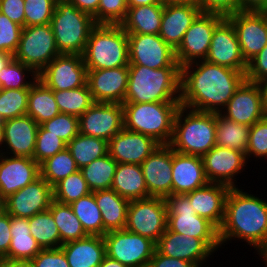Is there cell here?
I'll use <instances>...</instances> for the list:
<instances>
[{"instance_id":"obj_1","label":"cell","mask_w":267,"mask_h":267,"mask_svg":"<svg viewBox=\"0 0 267 267\" xmlns=\"http://www.w3.org/2000/svg\"><path fill=\"white\" fill-rule=\"evenodd\" d=\"M245 80L244 72L206 60L184 65L181 67L180 106L220 113Z\"/></svg>"},{"instance_id":"obj_2","label":"cell","mask_w":267,"mask_h":267,"mask_svg":"<svg viewBox=\"0 0 267 267\" xmlns=\"http://www.w3.org/2000/svg\"><path fill=\"white\" fill-rule=\"evenodd\" d=\"M242 190L236 187L228 192L224 220L218 229L219 242L222 247L237 238L256 250L267 236V200Z\"/></svg>"},{"instance_id":"obj_3","label":"cell","mask_w":267,"mask_h":267,"mask_svg":"<svg viewBox=\"0 0 267 267\" xmlns=\"http://www.w3.org/2000/svg\"><path fill=\"white\" fill-rule=\"evenodd\" d=\"M181 67L129 66L124 103L180 102Z\"/></svg>"},{"instance_id":"obj_4","label":"cell","mask_w":267,"mask_h":267,"mask_svg":"<svg viewBox=\"0 0 267 267\" xmlns=\"http://www.w3.org/2000/svg\"><path fill=\"white\" fill-rule=\"evenodd\" d=\"M216 145V113L180 106L173 122L169 146L176 152L202 157Z\"/></svg>"},{"instance_id":"obj_5","label":"cell","mask_w":267,"mask_h":267,"mask_svg":"<svg viewBox=\"0 0 267 267\" xmlns=\"http://www.w3.org/2000/svg\"><path fill=\"white\" fill-rule=\"evenodd\" d=\"M87 70L129 66L128 35L121 25L97 24L82 54Z\"/></svg>"},{"instance_id":"obj_6","label":"cell","mask_w":267,"mask_h":267,"mask_svg":"<svg viewBox=\"0 0 267 267\" xmlns=\"http://www.w3.org/2000/svg\"><path fill=\"white\" fill-rule=\"evenodd\" d=\"M124 128L169 145L180 102L123 103Z\"/></svg>"},{"instance_id":"obj_7","label":"cell","mask_w":267,"mask_h":267,"mask_svg":"<svg viewBox=\"0 0 267 267\" xmlns=\"http://www.w3.org/2000/svg\"><path fill=\"white\" fill-rule=\"evenodd\" d=\"M50 25L60 54L82 55L90 32L97 24L91 15L67 0H57Z\"/></svg>"},{"instance_id":"obj_8","label":"cell","mask_w":267,"mask_h":267,"mask_svg":"<svg viewBox=\"0 0 267 267\" xmlns=\"http://www.w3.org/2000/svg\"><path fill=\"white\" fill-rule=\"evenodd\" d=\"M59 55L51 25L45 24L23 27L13 58L39 74Z\"/></svg>"},{"instance_id":"obj_9","label":"cell","mask_w":267,"mask_h":267,"mask_svg":"<svg viewBox=\"0 0 267 267\" xmlns=\"http://www.w3.org/2000/svg\"><path fill=\"white\" fill-rule=\"evenodd\" d=\"M125 229L157 243L167 229V208L164 198L131 200L127 209Z\"/></svg>"},{"instance_id":"obj_10","label":"cell","mask_w":267,"mask_h":267,"mask_svg":"<svg viewBox=\"0 0 267 267\" xmlns=\"http://www.w3.org/2000/svg\"><path fill=\"white\" fill-rule=\"evenodd\" d=\"M103 239L106 255L128 267H148L156 250L154 241L126 229L107 232Z\"/></svg>"},{"instance_id":"obj_11","label":"cell","mask_w":267,"mask_h":267,"mask_svg":"<svg viewBox=\"0 0 267 267\" xmlns=\"http://www.w3.org/2000/svg\"><path fill=\"white\" fill-rule=\"evenodd\" d=\"M164 201L167 228L170 231L200 239H219L218 229L206 218L197 215L186 194H172L164 198Z\"/></svg>"},{"instance_id":"obj_12","label":"cell","mask_w":267,"mask_h":267,"mask_svg":"<svg viewBox=\"0 0 267 267\" xmlns=\"http://www.w3.org/2000/svg\"><path fill=\"white\" fill-rule=\"evenodd\" d=\"M224 18L219 14L204 12L197 16L175 50V58L180 67L207 58L213 31Z\"/></svg>"},{"instance_id":"obj_13","label":"cell","mask_w":267,"mask_h":267,"mask_svg":"<svg viewBox=\"0 0 267 267\" xmlns=\"http://www.w3.org/2000/svg\"><path fill=\"white\" fill-rule=\"evenodd\" d=\"M219 247V239H200L170 231L168 228L156 243V250L160 254L189 261L199 267H203Z\"/></svg>"},{"instance_id":"obj_14","label":"cell","mask_w":267,"mask_h":267,"mask_svg":"<svg viewBox=\"0 0 267 267\" xmlns=\"http://www.w3.org/2000/svg\"><path fill=\"white\" fill-rule=\"evenodd\" d=\"M129 66H145L150 69L180 67L175 51L155 34H127Z\"/></svg>"},{"instance_id":"obj_15","label":"cell","mask_w":267,"mask_h":267,"mask_svg":"<svg viewBox=\"0 0 267 267\" xmlns=\"http://www.w3.org/2000/svg\"><path fill=\"white\" fill-rule=\"evenodd\" d=\"M233 25L248 63L267 45V12L238 11L226 17Z\"/></svg>"},{"instance_id":"obj_16","label":"cell","mask_w":267,"mask_h":267,"mask_svg":"<svg viewBox=\"0 0 267 267\" xmlns=\"http://www.w3.org/2000/svg\"><path fill=\"white\" fill-rule=\"evenodd\" d=\"M79 133L108 141L124 128L121 103L95 102L78 118Z\"/></svg>"},{"instance_id":"obj_17","label":"cell","mask_w":267,"mask_h":267,"mask_svg":"<svg viewBox=\"0 0 267 267\" xmlns=\"http://www.w3.org/2000/svg\"><path fill=\"white\" fill-rule=\"evenodd\" d=\"M87 71L82 55L61 54L38 74V79L53 91L70 90L87 84Z\"/></svg>"},{"instance_id":"obj_18","label":"cell","mask_w":267,"mask_h":267,"mask_svg":"<svg viewBox=\"0 0 267 267\" xmlns=\"http://www.w3.org/2000/svg\"><path fill=\"white\" fill-rule=\"evenodd\" d=\"M53 200L52 186L40 176L4 199V209L10 216L29 219L47 211Z\"/></svg>"},{"instance_id":"obj_19","label":"cell","mask_w":267,"mask_h":267,"mask_svg":"<svg viewBox=\"0 0 267 267\" xmlns=\"http://www.w3.org/2000/svg\"><path fill=\"white\" fill-rule=\"evenodd\" d=\"M202 160L208 181L223 184L230 188L238 186L234 177L245 170L243 167H246L248 162L244 153L217 145L204 154Z\"/></svg>"},{"instance_id":"obj_20","label":"cell","mask_w":267,"mask_h":267,"mask_svg":"<svg viewBox=\"0 0 267 267\" xmlns=\"http://www.w3.org/2000/svg\"><path fill=\"white\" fill-rule=\"evenodd\" d=\"M205 60L246 74L248 63L242 55L236 31L226 17L213 31L209 53Z\"/></svg>"},{"instance_id":"obj_21","label":"cell","mask_w":267,"mask_h":267,"mask_svg":"<svg viewBox=\"0 0 267 267\" xmlns=\"http://www.w3.org/2000/svg\"><path fill=\"white\" fill-rule=\"evenodd\" d=\"M226 119L252 126L265 118L261 93L257 83L245 80L220 112Z\"/></svg>"},{"instance_id":"obj_22","label":"cell","mask_w":267,"mask_h":267,"mask_svg":"<svg viewBox=\"0 0 267 267\" xmlns=\"http://www.w3.org/2000/svg\"><path fill=\"white\" fill-rule=\"evenodd\" d=\"M128 78L129 66L87 71V85L97 103L123 104Z\"/></svg>"},{"instance_id":"obj_23","label":"cell","mask_w":267,"mask_h":267,"mask_svg":"<svg viewBox=\"0 0 267 267\" xmlns=\"http://www.w3.org/2000/svg\"><path fill=\"white\" fill-rule=\"evenodd\" d=\"M149 197L172 195V148L159 145L140 165Z\"/></svg>"},{"instance_id":"obj_24","label":"cell","mask_w":267,"mask_h":267,"mask_svg":"<svg viewBox=\"0 0 267 267\" xmlns=\"http://www.w3.org/2000/svg\"><path fill=\"white\" fill-rule=\"evenodd\" d=\"M39 177L40 164L34 159L0 155V199H6Z\"/></svg>"},{"instance_id":"obj_25","label":"cell","mask_w":267,"mask_h":267,"mask_svg":"<svg viewBox=\"0 0 267 267\" xmlns=\"http://www.w3.org/2000/svg\"><path fill=\"white\" fill-rule=\"evenodd\" d=\"M201 12L195 1L164 4L158 35L175 51L185 32Z\"/></svg>"},{"instance_id":"obj_26","label":"cell","mask_w":267,"mask_h":267,"mask_svg":"<svg viewBox=\"0 0 267 267\" xmlns=\"http://www.w3.org/2000/svg\"><path fill=\"white\" fill-rule=\"evenodd\" d=\"M153 138L123 128L108 142V153L117 163L139 164L159 146Z\"/></svg>"},{"instance_id":"obj_27","label":"cell","mask_w":267,"mask_h":267,"mask_svg":"<svg viewBox=\"0 0 267 267\" xmlns=\"http://www.w3.org/2000/svg\"><path fill=\"white\" fill-rule=\"evenodd\" d=\"M39 124L29 115L3 121V154L33 159ZM6 150V151H5Z\"/></svg>"},{"instance_id":"obj_28","label":"cell","mask_w":267,"mask_h":267,"mask_svg":"<svg viewBox=\"0 0 267 267\" xmlns=\"http://www.w3.org/2000/svg\"><path fill=\"white\" fill-rule=\"evenodd\" d=\"M208 183L202 157L172 149V194L184 195Z\"/></svg>"},{"instance_id":"obj_29","label":"cell","mask_w":267,"mask_h":267,"mask_svg":"<svg viewBox=\"0 0 267 267\" xmlns=\"http://www.w3.org/2000/svg\"><path fill=\"white\" fill-rule=\"evenodd\" d=\"M229 190L230 187L226 185L209 182L186 195L197 215L206 218L219 229L224 220L225 203Z\"/></svg>"},{"instance_id":"obj_30","label":"cell","mask_w":267,"mask_h":267,"mask_svg":"<svg viewBox=\"0 0 267 267\" xmlns=\"http://www.w3.org/2000/svg\"><path fill=\"white\" fill-rule=\"evenodd\" d=\"M70 267H98L106 256L103 236L88 235L60 247Z\"/></svg>"},{"instance_id":"obj_31","label":"cell","mask_w":267,"mask_h":267,"mask_svg":"<svg viewBox=\"0 0 267 267\" xmlns=\"http://www.w3.org/2000/svg\"><path fill=\"white\" fill-rule=\"evenodd\" d=\"M11 242L6 261H31L41 250L29 230V220L10 216Z\"/></svg>"},{"instance_id":"obj_32","label":"cell","mask_w":267,"mask_h":267,"mask_svg":"<svg viewBox=\"0 0 267 267\" xmlns=\"http://www.w3.org/2000/svg\"><path fill=\"white\" fill-rule=\"evenodd\" d=\"M111 189L129 201L149 198L142 168L139 164L118 163Z\"/></svg>"},{"instance_id":"obj_33","label":"cell","mask_w":267,"mask_h":267,"mask_svg":"<svg viewBox=\"0 0 267 267\" xmlns=\"http://www.w3.org/2000/svg\"><path fill=\"white\" fill-rule=\"evenodd\" d=\"M104 223V235L110 231L125 229L129 200L113 189L93 192Z\"/></svg>"},{"instance_id":"obj_34","label":"cell","mask_w":267,"mask_h":267,"mask_svg":"<svg viewBox=\"0 0 267 267\" xmlns=\"http://www.w3.org/2000/svg\"><path fill=\"white\" fill-rule=\"evenodd\" d=\"M164 4H150L128 8L125 20L120 24L127 34H155L161 28Z\"/></svg>"},{"instance_id":"obj_35","label":"cell","mask_w":267,"mask_h":267,"mask_svg":"<svg viewBox=\"0 0 267 267\" xmlns=\"http://www.w3.org/2000/svg\"><path fill=\"white\" fill-rule=\"evenodd\" d=\"M59 113L53 90L37 79L29 89L27 115L40 125Z\"/></svg>"},{"instance_id":"obj_36","label":"cell","mask_w":267,"mask_h":267,"mask_svg":"<svg viewBox=\"0 0 267 267\" xmlns=\"http://www.w3.org/2000/svg\"><path fill=\"white\" fill-rule=\"evenodd\" d=\"M72 158L79 169L108 154V141L78 133L68 144Z\"/></svg>"},{"instance_id":"obj_37","label":"cell","mask_w":267,"mask_h":267,"mask_svg":"<svg viewBox=\"0 0 267 267\" xmlns=\"http://www.w3.org/2000/svg\"><path fill=\"white\" fill-rule=\"evenodd\" d=\"M250 127L216 113V145L246 153Z\"/></svg>"},{"instance_id":"obj_38","label":"cell","mask_w":267,"mask_h":267,"mask_svg":"<svg viewBox=\"0 0 267 267\" xmlns=\"http://www.w3.org/2000/svg\"><path fill=\"white\" fill-rule=\"evenodd\" d=\"M48 210L51 212L58 227L61 245L88 236L69 204L53 200Z\"/></svg>"},{"instance_id":"obj_39","label":"cell","mask_w":267,"mask_h":267,"mask_svg":"<svg viewBox=\"0 0 267 267\" xmlns=\"http://www.w3.org/2000/svg\"><path fill=\"white\" fill-rule=\"evenodd\" d=\"M118 163L109 155H104L80 170L92 192L110 189Z\"/></svg>"},{"instance_id":"obj_40","label":"cell","mask_w":267,"mask_h":267,"mask_svg":"<svg viewBox=\"0 0 267 267\" xmlns=\"http://www.w3.org/2000/svg\"><path fill=\"white\" fill-rule=\"evenodd\" d=\"M69 205L88 235L104 236V223L93 192Z\"/></svg>"},{"instance_id":"obj_41","label":"cell","mask_w":267,"mask_h":267,"mask_svg":"<svg viewBox=\"0 0 267 267\" xmlns=\"http://www.w3.org/2000/svg\"><path fill=\"white\" fill-rule=\"evenodd\" d=\"M28 220L30 233L42 249L61 247L60 233L49 210L37 213Z\"/></svg>"},{"instance_id":"obj_42","label":"cell","mask_w":267,"mask_h":267,"mask_svg":"<svg viewBox=\"0 0 267 267\" xmlns=\"http://www.w3.org/2000/svg\"><path fill=\"white\" fill-rule=\"evenodd\" d=\"M60 113L80 117L95 100L88 85L70 90L53 91Z\"/></svg>"},{"instance_id":"obj_43","label":"cell","mask_w":267,"mask_h":267,"mask_svg":"<svg viewBox=\"0 0 267 267\" xmlns=\"http://www.w3.org/2000/svg\"><path fill=\"white\" fill-rule=\"evenodd\" d=\"M78 170L67 147L40 163V176L52 187Z\"/></svg>"},{"instance_id":"obj_44","label":"cell","mask_w":267,"mask_h":267,"mask_svg":"<svg viewBox=\"0 0 267 267\" xmlns=\"http://www.w3.org/2000/svg\"><path fill=\"white\" fill-rule=\"evenodd\" d=\"M37 79L33 69L12 58L0 72V89H30Z\"/></svg>"},{"instance_id":"obj_45","label":"cell","mask_w":267,"mask_h":267,"mask_svg":"<svg viewBox=\"0 0 267 267\" xmlns=\"http://www.w3.org/2000/svg\"><path fill=\"white\" fill-rule=\"evenodd\" d=\"M52 188L54 200L63 204H70L92 192L80 169L56 183Z\"/></svg>"},{"instance_id":"obj_46","label":"cell","mask_w":267,"mask_h":267,"mask_svg":"<svg viewBox=\"0 0 267 267\" xmlns=\"http://www.w3.org/2000/svg\"><path fill=\"white\" fill-rule=\"evenodd\" d=\"M29 89H0L2 121L27 114Z\"/></svg>"},{"instance_id":"obj_47","label":"cell","mask_w":267,"mask_h":267,"mask_svg":"<svg viewBox=\"0 0 267 267\" xmlns=\"http://www.w3.org/2000/svg\"><path fill=\"white\" fill-rule=\"evenodd\" d=\"M25 27L50 24L57 0H24Z\"/></svg>"},{"instance_id":"obj_48","label":"cell","mask_w":267,"mask_h":267,"mask_svg":"<svg viewBox=\"0 0 267 267\" xmlns=\"http://www.w3.org/2000/svg\"><path fill=\"white\" fill-rule=\"evenodd\" d=\"M66 147L67 144L59 136L51 134L39 125L33 159L40 164Z\"/></svg>"},{"instance_id":"obj_49","label":"cell","mask_w":267,"mask_h":267,"mask_svg":"<svg viewBox=\"0 0 267 267\" xmlns=\"http://www.w3.org/2000/svg\"><path fill=\"white\" fill-rule=\"evenodd\" d=\"M127 11V0H100L93 19L96 24L120 25L125 20Z\"/></svg>"},{"instance_id":"obj_50","label":"cell","mask_w":267,"mask_h":267,"mask_svg":"<svg viewBox=\"0 0 267 267\" xmlns=\"http://www.w3.org/2000/svg\"><path fill=\"white\" fill-rule=\"evenodd\" d=\"M40 126L51 134L59 136L66 144L79 133L78 117L66 113H59Z\"/></svg>"},{"instance_id":"obj_51","label":"cell","mask_w":267,"mask_h":267,"mask_svg":"<svg viewBox=\"0 0 267 267\" xmlns=\"http://www.w3.org/2000/svg\"><path fill=\"white\" fill-rule=\"evenodd\" d=\"M245 155L247 161L250 157L267 158V116L250 126Z\"/></svg>"},{"instance_id":"obj_52","label":"cell","mask_w":267,"mask_h":267,"mask_svg":"<svg viewBox=\"0 0 267 267\" xmlns=\"http://www.w3.org/2000/svg\"><path fill=\"white\" fill-rule=\"evenodd\" d=\"M23 27L0 13V51L14 54L17 50Z\"/></svg>"},{"instance_id":"obj_53","label":"cell","mask_w":267,"mask_h":267,"mask_svg":"<svg viewBox=\"0 0 267 267\" xmlns=\"http://www.w3.org/2000/svg\"><path fill=\"white\" fill-rule=\"evenodd\" d=\"M30 262L33 267H70L61 248L42 249Z\"/></svg>"},{"instance_id":"obj_54","label":"cell","mask_w":267,"mask_h":267,"mask_svg":"<svg viewBox=\"0 0 267 267\" xmlns=\"http://www.w3.org/2000/svg\"><path fill=\"white\" fill-rule=\"evenodd\" d=\"M204 13L228 17L240 11V0H194Z\"/></svg>"},{"instance_id":"obj_55","label":"cell","mask_w":267,"mask_h":267,"mask_svg":"<svg viewBox=\"0 0 267 267\" xmlns=\"http://www.w3.org/2000/svg\"><path fill=\"white\" fill-rule=\"evenodd\" d=\"M245 75L247 81L254 83L267 78V45L248 62Z\"/></svg>"},{"instance_id":"obj_56","label":"cell","mask_w":267,"mask_h":267,"mask_svg":"<svg viewBox=\"0 0 267 267\" xmlns=\"http://www.w3.org/2000/svg\"><path fill=\"white\" fill-rule=\"evenodd\" d=\"M24 8V0H0V13L22 27H25Z\"/></svg>"},{"instance_id":"obj_57","label":"cell","mask_w":267,"mask_h":267,"mask_svg":"<svg viewBox=\"0 0 267 267\" xmlns=\"http://www.w3.org/2000/svg\"><path fill=\"white\" fill-rule=\"evenodd\" d=\"M148 267H199L197 264L164 256L155 250Z\"/></svg>"},{"instance_id":"obj_58","label":"cell","mask_w":267,"mask_h":267,"mask_svg":"<svg viewBox=\"0 0 267 267\" xmlns=\"http://www.w3.org/2000/svg\"><path fill=\"white\" fill-rule=\"evenodd\" d=\"M10 242V215L4 212L0 215V255L3 258L8 254Z\"/></svg>"},{"instance_id":"obj_59","label":"cell","mask_w":267,"mask_h":267,"mask_svg":"<svg viewBox=\"0 0 267 267\" xmlns=\"http://www.w3.org/2000/svg\"><path fill=\"white\" fill-rule=\"evenodd\" d=\"M77 9L85 12L92 17L97 13L100 0H67Z\"/></svg>"},{"instance_id":"obj_60","label":"cell","mask_w":267,"mask_h":267,"mask_svg":"<svg viewBox=\"0 0 267 267\" xmlns=\"http://www.w3.org/2000/svg\"><path fill=\"white\" fill-rule=\"evenodd\" d=\"M240 11L267 12V0H240Z\"/></svg>"},{"instance_id":"obj_61","label":"cell","mask_w":267,"mask_h":267,"mask_svg":"<svg viewBox=\"0 0 267 267\" xmlns=\"http://www.w3.org/2000/svg\"><path fill=\"white\" fill-rule=\"evenodd\" d=\"M259 86L261 98L263 102V107L265 110V113L267 114V78L260 80L259 82H256Z\"/></svg>"},{"instance_id":"obj_62","label":"cell","mask_w":267,"mask_h":267,"mask_svg":"<svg viewBox=\"0 0 267 267\" xmlns=\"http://www.w3.org/2000/svg\"><path fill=\"white\" fill-rule=\"evenodd\" d=\"M150 4H163V3H161L160 0H127L128 8L146 6Z\"/></svg>"},{"instance_id":"obj_63","label":"cell","mask_w":267,"mask_h":267,"mask_svg":"<svg viewBox=\"0 0 267 267\" xmlns=\"http://www.w3.org/2000/svg\"><path fill=\"white\" fill-rule=\"evenodd\" d=\"M0 267H33L30 261H6L4 260Z\"/></svg>"},{"instance_id":"obj_64","label":"cell","mask_w":267,"mask_h":267,"mask_svg":"<svg viewBox=\"0 0 267 267\" xmlns=\"http://www.w3.org/2000/svg\"><path fill=\"white\" fill-rule=\"evenodd\" d=\"M98 267H128V266L121 264L119 261L112 259L106 255Z\"/></svg>"},{"instance_id":"obj_65","label":"cell","mask_w":267,"mask_h":267,"mask_svg":"<svg viewBox=\"0 0 267 267\" xmlns=\"http://www.w3.org/2000/svg\"><path fill=\"white\" fill-rule=\"evenodd\" d=\"M256 251L258 252L256 254H259V257L263 259L262 262H264L267 267V236L265 241L256 249Z\"/></svg>"},{"instance_id":"obj_66","label":"cell","mask_w":267,"mask_h":267,"mask_svg":"<svg viewBox=\"0 0 267 267\" xmlns=\"http://www.w3.org/2000/svg\"><path fill=\"white\" fill-rule=\"evenodd\" d=\"M13 58L12 54L0 51V72L8 64V62Z\"/></svg>"},{"instance_id":"obj_67","label":"cell","mask_w":267,"mask_h":267,"mask_svg":"<svg viewBox=\"0 0 267 267\" xmlns=\"http://www.w3.org/2000/svg\"><path fill=\"white\" fill-rule=\"evenodd\" d=\"M3 145V146H2ZM0 155L3 154V147H4V128H3V122H0Z\"/></svg>"},{"instance_id":"obj_68","label":"cell","mask_w":267,"mask_h":267,"mask_svg":"<svg viewBox=\"0 0 267 267\" xmlns=\"http://www.w3.org/2000/svg\"><path fill=\"white\" fill-rule=\"evenodd\" d=\"M188 1H194V0H160V2L163 3V4L182 3V2H188Z\"/></svg>"},{"instance_id":"obj_69","label":"cell","mask_w":267,"mask_h":267,"mask_svg":"<svg viewBox=\"0 0 267 267\" xmlns=\"http://www.w3.org/2000/svg\"><path fill=\"white\" fill-rule=\"evenodd\" d=\"M5 212L4 200L0 199V215Z\"/></svg>"},{"instance_id":"obj_70","label":"cell","mask_w":267,"mask_h":267,"mask_svg":"<svg viewBox=\"0 0 267 267\" xmlns=\"http://www.w3.org/2000/svg\"><path fill=\"white\" fill-rule=\"evenodd\" d=\"M4 261V258L0 255V264Z\"/></svg>"}]
</instances>
